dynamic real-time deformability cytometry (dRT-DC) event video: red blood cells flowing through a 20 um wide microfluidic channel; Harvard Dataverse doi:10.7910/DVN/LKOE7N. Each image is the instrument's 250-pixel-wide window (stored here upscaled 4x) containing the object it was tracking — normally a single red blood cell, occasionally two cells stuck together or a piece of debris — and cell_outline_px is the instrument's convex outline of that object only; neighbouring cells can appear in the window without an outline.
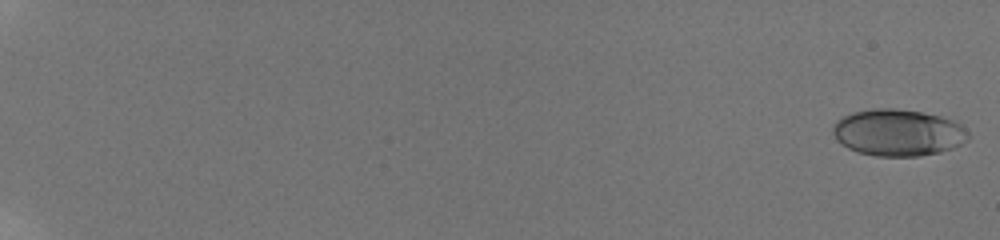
{"species": "human", "species_latin": "Homo sapiens", "temperature_condition": "room temperature", "stored_images_in_passage": 53, "camera_frame_rate_fps": 3000, "um_per_image_px": 0.085, "donor": {"sex": "male"}, "frame": {"image": 1, "passage_image": 1, "time_ms": 0.0, "image_size_px": [1000, 240], "cell_outline_px": [[968, 140], [952, 148], [940, 152], [920, 156], [876, 156], [856, 152], [848, 148], [836, 140], [832, 132], [832, 124], [836, 120], [852, 112], [872, 108], [896, 108], [920, 112], [940, 116], [952, 120], [960, 124], [968, 132]], "centroid_in_image_um": [76.29, 11.27], "position_along_channel_um": 8.7, "area_um2": 37.05}}
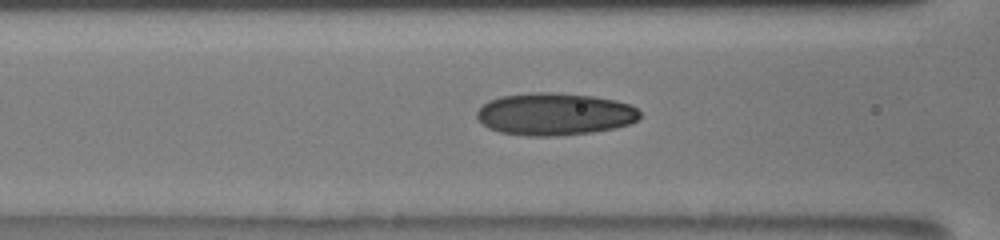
{"frame": {"image": 2, "passage_image": 39, "time_ms": 9.333, "image_size_px": [1000, 240], "cell_outline_px": [[640, 116], [636, 120], [628, 124], [616, 128], [592, 132], [556, 136], [528, 136], [500, 132], [488, 128], [476, 116], [476, 112], [488, 100], [500, 96], [532, 92], [552, 92], [592, 96], [616, 100], [628, 104], [636, 108], [640, 112]], "centroid_in_image_um": [47.13, 9.7], "position_along_channel_um": 119.5, "area_um2": 40.23}}
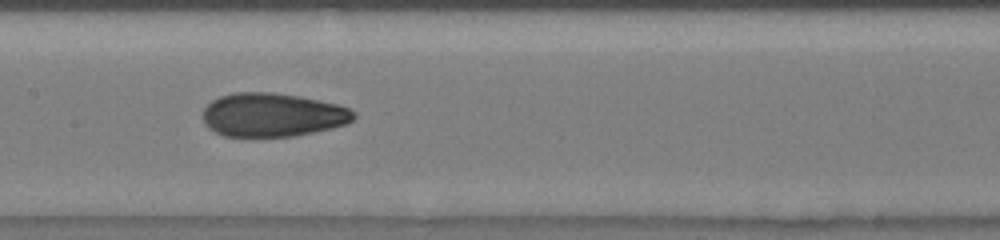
{"frame": {"image": 3, "passage_image": 52, "time_ms": 11.0, "image_size_px": [1000, 240], "cell_outline_px": [[356, 116], [348, 124], [332, 128], [296, 136], [224, 136], [208, 128], [204, 124], [204, 108], [212, 100], [220, 96], [236, 92], [272, 92], [300, 96], [336, 104], [348, 108], [356, 112]], "centroid_in_image_um": [23.18, 9.76], "position_along_channel_um": 184.2, "area_um2": 38.44}}